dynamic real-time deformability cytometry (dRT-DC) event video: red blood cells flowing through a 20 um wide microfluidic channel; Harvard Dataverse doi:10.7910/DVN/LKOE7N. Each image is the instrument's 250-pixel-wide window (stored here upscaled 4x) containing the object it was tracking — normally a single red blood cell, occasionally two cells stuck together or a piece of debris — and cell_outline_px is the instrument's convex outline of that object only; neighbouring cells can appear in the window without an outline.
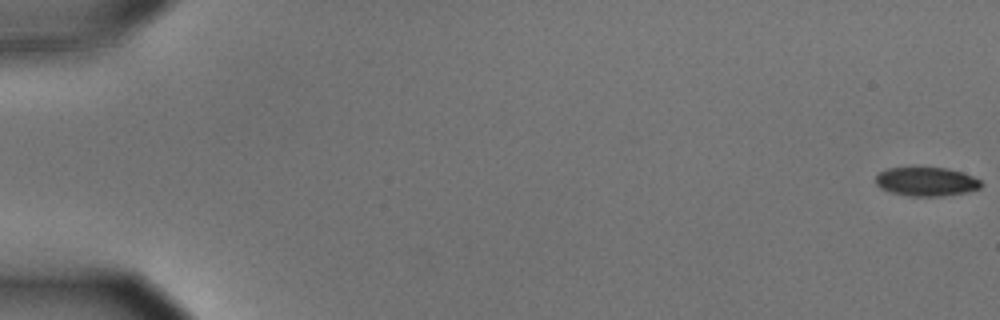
{"species": "common noctule bat (a hibernating species)", "species_latin": "Nyctalus noctula", "temperature_condition": "cold", "stored_images_in_passage": 52, "camera_frame_rate_fps": 3000, "um_per_image_px": 0.085, "animal": {"sex": "male", "body_mass_g": 15.6}, "frame": {"image": 1, "passage_image": 1, "time_ms": 0.0, "image_size_px": [1000, 320], "cell_outline_px": [[980, 188], [968, 192], [944, 196], [908, 196], [888, 192], [880, 188], [876, 184], [876, 176], [880, 172], [888, 168], [948, 168], [972, 176], [980, 180]], "centroid_in_image_um": [78.71, 15.45], "position_along_channel_um": 6.3, "area_um2": 17.69}}
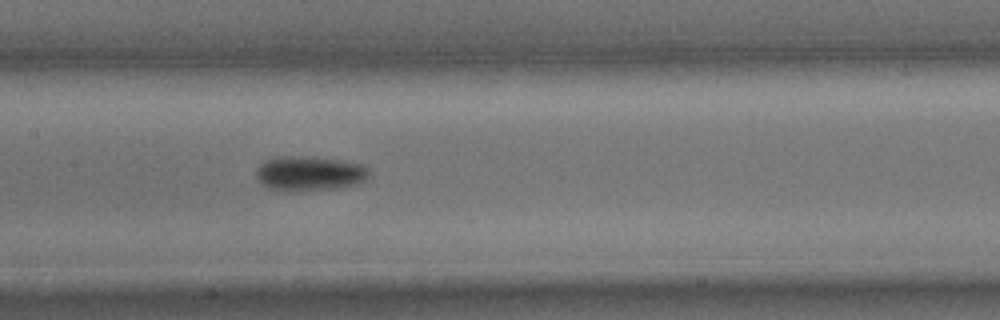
{"frame": {"image": 2, "passage_image": 29, "time_ms": 9.333, "image_size_px": [1000, 320], "cell_outline_px": [[368, 176], [364, 180], [356, 184], [336, 188], [300, 192], [268, 188], [260, 184], [256, 180], [256, 168], [264, 160], [284, 156], [304, 156], [336, 160], [360, 164], [368, 168]], "centroid_in_image_um": [26.23, 14.76], "position_along_channel_um": 181.2, "area_um2": 22.83}}
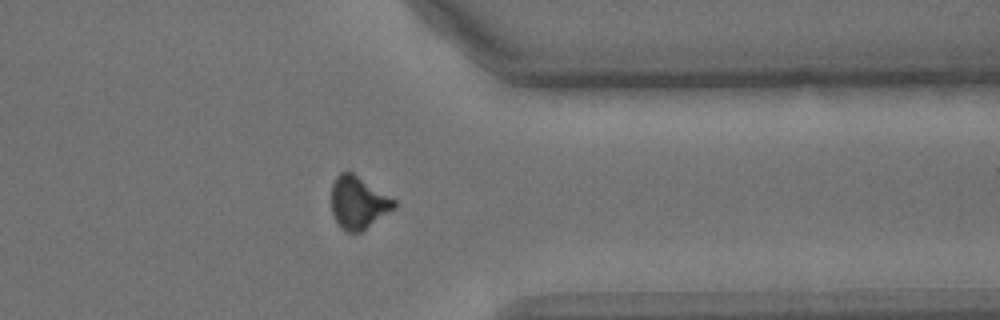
{"frame": {"image": 3, "passage_image": 46, "time_ms": 15.0, "image_size_px": [1000, 320], "cell_outline_px": [[396, 208], [360, 232], [348, 232], [336, 220], [332, 212], [332, 184], [336, 176], [340, 172], [352, 172], [396, 200]], "centroid_in_image_um": [30.47, 17.2], "position_along_channel_um": 380.9, "area_um2": 18.9}}